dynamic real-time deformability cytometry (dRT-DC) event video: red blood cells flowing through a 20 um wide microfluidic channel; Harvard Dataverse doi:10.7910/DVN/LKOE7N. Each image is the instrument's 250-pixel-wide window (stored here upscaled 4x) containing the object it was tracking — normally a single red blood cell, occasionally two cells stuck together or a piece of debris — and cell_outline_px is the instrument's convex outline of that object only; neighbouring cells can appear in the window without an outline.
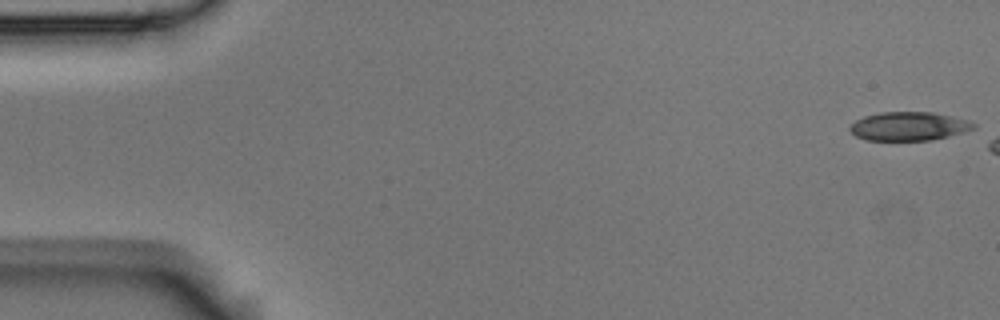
{"species": "Egyptian fruit bat (a non-hibernating species)", "species_latin": "Rousettus aegyptiacus", "temperature_condition": "room temperature", "stored_images_in_passage": 7, "camera_frame_rate_fps": 3000, "um_per_image_px": 0.085, "animal": {"sex": "male"}, "frame": {"image": 1, "passage_image": 1, "time_ms": 0.0, "image_size_px": [1000, 320], "cell_outline_px": [[976, 128], [964, 132], [932, 140], [868, 140], [856, 136], [848, 128], [856, 120], [864, 116], [880, 112], [932, 112], [968, 120], [976, 124]], "centroid_in_image_um": [77.26, 10.73], "position_along_channel_um": 7.7, "area_um2": 20.58}}